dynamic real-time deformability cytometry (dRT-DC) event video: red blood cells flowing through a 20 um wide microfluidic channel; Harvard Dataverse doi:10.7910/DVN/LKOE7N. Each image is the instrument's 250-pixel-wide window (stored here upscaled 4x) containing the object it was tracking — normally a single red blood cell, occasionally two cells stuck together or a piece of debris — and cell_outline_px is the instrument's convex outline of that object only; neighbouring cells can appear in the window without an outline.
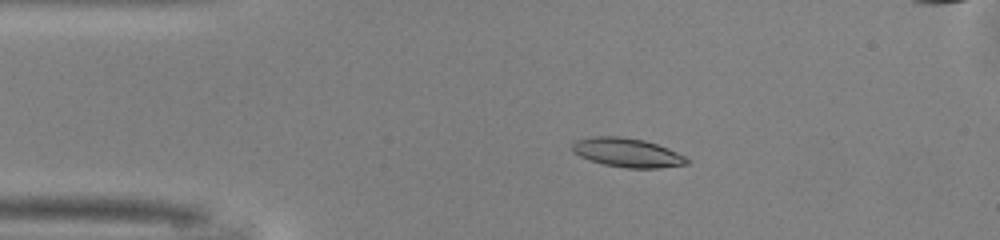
{"species": "common noctule bat (a hibernating species)", "species_latin": "Nyctalus noctula", "temperature_condition": "warm", "stored_images_in_passage": 46, "camera_frame_rate_fps": 3000, "um_per_image_px": 0.085, "animal": {"sex": "male", "body_mass_g": 13.0, "forearm_length_mm": 53.1}, "frame": {"image": 1, "passage_image": 7, "time_ms": 2.0, "image_size_px": [1000, 240], "cell_outline_px": [[692, 160], [688, 164], [660, 168], [624, 168], [604, 164], [580, 156], [572, 152], [572, 144], [576, 140], [592, 136], [620, 136], [644, 140], [668, 148]], "centroid_in_image_um": [53.33, 12.97], "position_along_channel_um": 31.7, "area_um2": 19.42}}
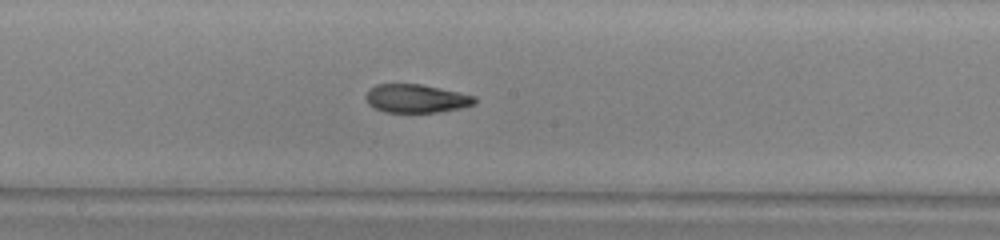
{"frame": {"image": 2, "passage_image": 23, "time_ms": 7.333, "image_size_px": [1000, 240], "cell_outline_px": [[476, 100], [472, 104], [460, 108], [436, 112], [384, 112], [368, 104], [364, 96], [368, 88], [376, 84], [420, 84], [476, 96]], "centroid_in_image_um": [35.31, 8.37], "position_along_channel_um": 212.9, "area_um2": 17.92}}
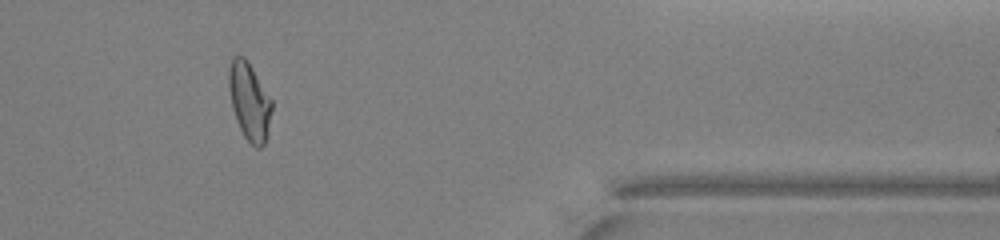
{"frame": {"image": 3, "passage_image": 38, "time_ms": 12.333, "image_size_px": [1000, 240], "cell_outline_px": [[272, 108], [264, 144], [260, 148], [256, 148], [244, 136], [236, 120], [232, 108], [228, 84], [228, 68], [232, 56], [244, 56], [248, 60], [272, 100]], "centroid_in_image_um": [21.17, 8.56], "position_along_channel_um": 390.2, "area_um2": 19.36}, "authors_computed_cell_mechanics": {"area_um2": 18.785, "velocity_mm_per_s": 4.1441, "shape_relaxation_time_tau1_ms": 6.4326, "shape_relaxation_time_tau2_ms": 3.1176, "deformation_change_tau1": 0.2168, "deformation_change_tau2": 0.1018}}